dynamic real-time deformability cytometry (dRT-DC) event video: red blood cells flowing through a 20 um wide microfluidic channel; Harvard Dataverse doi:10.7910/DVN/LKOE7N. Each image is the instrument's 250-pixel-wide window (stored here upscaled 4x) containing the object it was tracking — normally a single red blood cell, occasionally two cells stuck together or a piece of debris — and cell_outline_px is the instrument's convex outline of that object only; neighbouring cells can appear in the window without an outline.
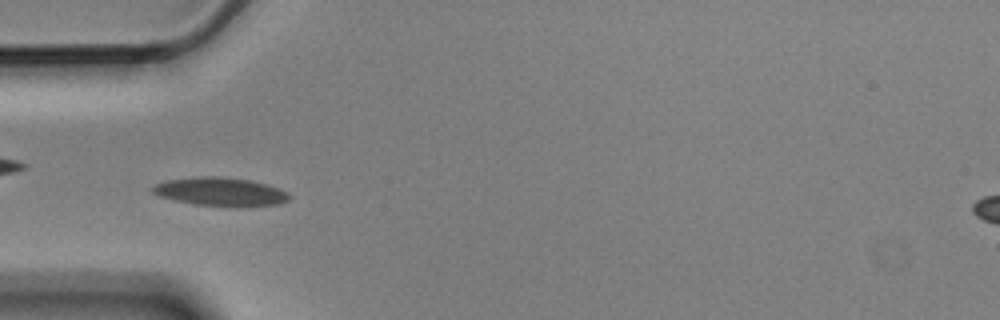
{"species": "Egyptian fruit bat (a non-hibernating species)", "species_latin": "Rousettus aegyptiacus", "temperature_condition": "cold", "stored_images_in_passage": 5, "camera_frame_rate_fps": 3000, "um_per_image_px": 0.085, "animal": {"sex": "male"}, "frame": {"image": 1, "passage_image": 4, "time_ms": 1.0, "image_size_px": [1000, 320], "cell_outline_px": [[292, 196], [288, 200], [280, 204], [236, 208], [196, 204], [156, 196], [152, 192], [152, 188], [156, 184], [168, 180], [196, 176], [216, 176], [248, 180], [268, 184], [288, 192]], "centroid_in_image_um": [18.78, 16.31], "position_along_channel_um": 66.2, "area_um2": 23.0}}
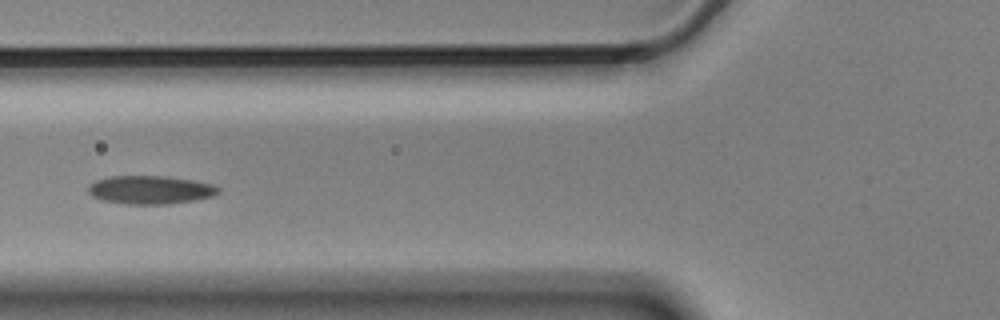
{"frame": {"image": 2, "passage_image": 5, "time_ms": 1.333, "image_size_px": [1000, 320], "cell_outline_px": [[220, 192], [212, 196], [196, 200], [168, 204], [124, 204], [100, 200], [92, 196], [88, 192], [88, 188], [96, 180], [112, 176], [168, 176], [192, 180], [212, 184], [220, 188]], "centroid_in_image_um": [12.78, 16.14], "position_along_channel_um": 113.0, "area_um2": 21.56}}